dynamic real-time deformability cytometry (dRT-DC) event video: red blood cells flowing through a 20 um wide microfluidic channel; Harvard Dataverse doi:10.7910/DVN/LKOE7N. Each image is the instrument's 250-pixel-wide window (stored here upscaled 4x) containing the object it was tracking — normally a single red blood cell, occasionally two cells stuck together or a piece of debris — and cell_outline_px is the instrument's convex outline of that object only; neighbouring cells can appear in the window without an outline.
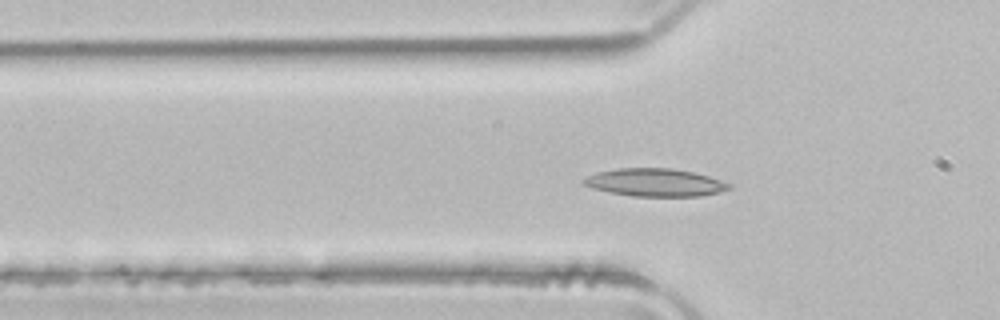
{"species": "common noctule bat (a hibernating species)", "species_latin": "Nyctalus noctula", "temperature_condition": "room temperature", "stored_images_in_passage": 52, "camera_frame_rate_fps": 3000, "um_per_image_px": 0.085, "animal": {"sex": "male", "body_mass_g": 21.5, "forearm_length_mm": 52.0}, "frame": {"image": 1, "passage_image": 17, "time_ms": 5.333, "image_size_px": [1000, 320], "cell_outline_px": [[732, 188], [720, 192], [700, 196], [632, 196], [608, 192], [592, 188], [584, 184], [580, 180], [596, 172], [616, 168], [672, 168], [692, 172], [708, 176], [732, 184]], "centroid_in_image_um": [55.66, 15.51], "position_along_channel_um": 70.1, "area_um2": 23.64}}
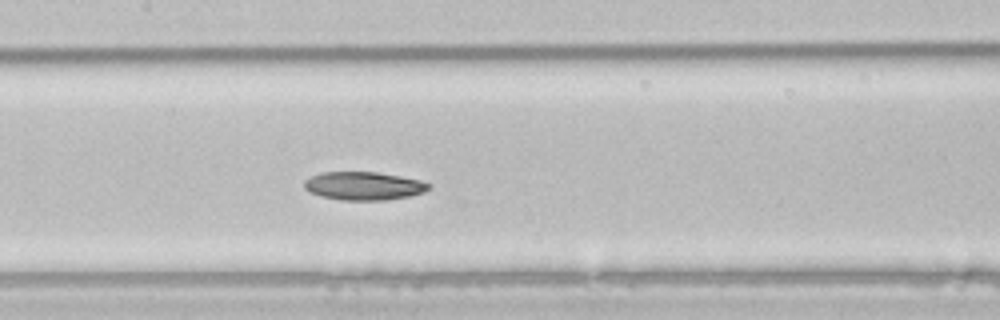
{"frame": {"image": 2, "passage_image": 25, "time_ms": 8.0, "image_size_px": [1000, 320], "cell_outline_px": [[432, 188], [424, 192], [412, 196], [384, 200], [340, 200], [320, 196], [308, 192], [304, 188], [304, 180], [320, 172], [376, 172], [400, 176], [420, 180], [432, 184]], "centroid_in_image_um": [30.93, 15.81], "position_along_channel_um": 176.5, "area_um2": 20.75}}
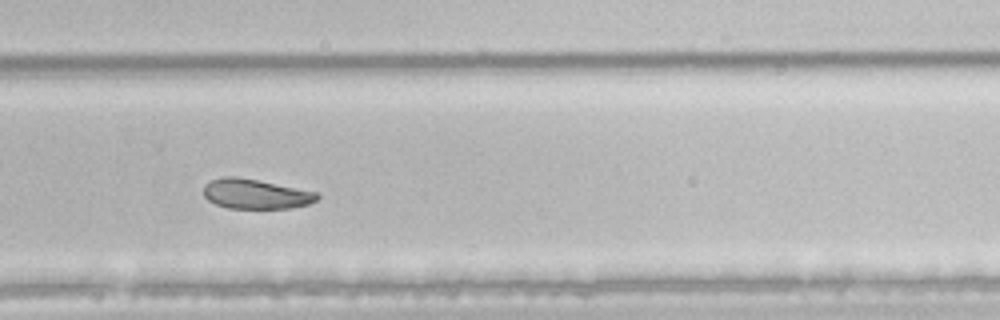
{"frame": {"image": 3, "passage_image": 35, "time_ms": 11.333, "image_size_px": [1000, 320], "cell_outline_px": [[320, 196], [316, 200], [308, 204], [292, 208], [228, 208], [216, 204], [208, 200], [204, 196], [204, 184], [208, 180], [220, 176], [232, 176], [256, 180], [316, 192]], "centroid_in_image_um": [21.67, 16.48], "position_along_channel_um": 308.1, "area_um2": 19.59}, "authors_computed_cell_mechanics": {"area_um2": 22.2241, "velocity_mm_per_s": 3.9637, "shape_relaxation_time_tau1_ms": 4.7964, "shape_relaxation_time_tau2_ms": 10.2777, "deformation_change_tau1": 0.1354, "deformation_change_tau2": 0.1635}}